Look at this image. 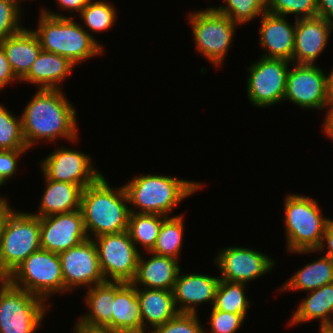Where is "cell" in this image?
I'll return each mask as SVG.
<instances>
[{
	"label": "cell",
	"instance_id": "cell-25",
	"mask_svg": "<svg viewBox=\"0 0 333 333\" xmlns=\"http://www.w3.org/2000/svg\"><path fill=\"white\" fill-rule=\"evenodd\" d=\"M43 178L45 190L38 211L33 215L42 218L80 209L83 189L79 185Z\"/></svg>",
	"mask_w": 333,
	"mask_h": 333
},
{
	"label": "cell",
	"instance_id": "cell-42",
	"mask_svg": "<svg viewBox=\"0 0 333 333\" xmlns=\"http://www.w3.org/2000/svg\"><path fill=\"white\" fill-rule=\"evenodd\" d=\"M73 326V333H121L110 327L88 325L81 323L79 320Z\"/></svg>",
	"mask_w": 333,
	"mask_h": 333
},
{
	"label": "cell",
	"instance_id": "cell-27",
	"mask_svg": "<svg viewBox=\"0 0 333 333\" xmlns=\"http://www.w3.org/2000/svg\"><path fill=\"white\" fill-rule=\"evenodd\" d=\"M308 293L294 311L292 318L287 323L288 326L319 319V328H322L328 322L333 313V283L323 285Z\"/></svg>",
	"mask_w": 333,
	"mask_h": 333
},
{
	"label": "cell",
	"instance_id": "cell-26",
	"mask_svg": "<svg viewBox=\"0 0 333 333\" xmlns=\"http://www.w3.org/2000/svg\"><path fill=\"white\" fill-rule=\"evenodd\" d=\"M84 303L88 311L78 319L81 323L112 328V312L115 301V282L105 281L87 288Z\"/></svg>",
	"mask_w": 333,
	"mask_h": 333
},
{
	"label": "cell",
	"instance_id": "cell-33",
	"mask_svg": "<svg viewBox=\"0 0 333 333\" xmlns=\"http://www.w3.org/2000/svg\"><path fill=\"white\" fill-rule=\"evenodd\" d=\"M226 6L213 7L235 24L244 25L267 12L266 0H223Z\"/></svg>",
	"mask_w": 333,
	"mask_h": 333
},
{
	"label": "cell",
	"instance_id": "cell-16",
	"mask_svg": "<svg viewBox=\"0 0 333 333\" xmlns=\"http://www.w3.org/2000/svg\"><path fill=\"white\" fill-rule=\"evenodd\" d=\"M88 238L80 209L40 218L42 250L59 254Z\"/></svg>",
	"mask_w": 333,
	"mask_h": 333
},
{
	"label": "cell",
	"instance_id": "cell-38",
	"mask_svg": "<svg viewBox=\"0 0 333 333\" xmlns=\"http://www.w3.org/2000/svg\"><path fill=\"white\" fill-rule=\"evenodd\" d=\"M242 314L223 312L212 307L209 329L211 333H236L245 321Z\"/></svg>",
	"mask_w": 333,
	"mask_h": 333
},
{
	"label": "cell",
	"instance_id": "cell-41",
	"mask_svg": "<svg viewBox=\"0 0 333 333\" xmlns=\"http://www.w3.org/2000/svg\"><path fill=\"white\" fill-rule=\"evenodd\" d=\"M326 247V248H325ZM327 250L326 253H323L324 255L328 256L333 260V220H331L324 232L323 239L321 242L320 247L317 250H302V251H296L293 253L298 254H310L311 252H323L324 250Z\"/></svg>",
	"mask_w": 333,
	"mask_h": 333
},
{
	"label": "cell",
	"instance_id": "cell-50",
	"mask_svg": "<svg viewBox=\"0 0 333 333\" xmlns=\"http://www.w3.org/2000/svg\"><path fill=\"white\" fill-rule=\"evenodd\" d=\"M16 1H18L20 4L22 3V1H24V0H16Z\"/></svg>",
	"mask_w": 333,
	"mask_h": 333
},
{
	"label": "cell",
	"instance_id": "cell-19",
	"mask_svg": "<svg viewBox=\"0 0 333 333\" xmlns=\"http://www.w3.org/2000/svg\"><path fill=\"white\" fill-rule=\"evenodd\" d=\"M219 276L200 273H181L176 278L173 295L179 313H197L198 305L210 303L213 306ZM197 305V306H196Z\"/></svg>",
	"mask_w": 333,
	"mask_h": 333
},
{
	"label": "cell",
	"instance_id": "cell-28",
	"mask_svg": "<svg viewBox=\"0 0 333 333\" xmlns=\"http://www.w3.org/2000/svg\"><path fill=\"white\" fill-rule=\"evenodd\" d=\"M283 283L279 290L282 291H312L323 285L333 283V260L326 255L307 263L299 268Z\"/></svg>",
	"mask_w": 333,
	"mask_h": 333
},
{
	"label": "cell",
	"instance_id": "cell-30",
	"mask_svg": "<svg viewBox=\"0 0 333 333\" xmlns=\"http://www.w3.org/2000/svg\"><path fill=\"white\" fill-rule=\"evenodd\" d=\"M165 218L157 214L130 213L128 232L137 249L138 245L147 252L153 249Z\"/></svg>",
	"mask_w": 333,
	"mask_h": 333
},
{
	"label": "cell",
	"instance_id": "cell-21",
	"mask_svg": "<svg viewBox=\"0 0 333 333\" xmlns=\"http://www.w3.org/2000/svg\"><path fill=\"white\" fill-rule=\"evenodd\" d=\"M75 65L61 55L42 50L28 74L20 81L36 85L38 89H63V82ZM61 84V85H60Z\"/></svg>",
	"mask_w": 333,
	"mask_h": 333
},
{
	"label": "cell",
	"instance_id": "cell-36",
	"mask_svg": "<svg viewBox=\"0 0 333 333\" xmlns=\"http://www.w3.org/2000/svg\"><path fill=\"white\" fill-rule=\"evenodd\" d=\"M22 5L16 0H0V40L19 33L21 26Z\"/></svg>",
	"mask_w": 333,
	"mask_h": 333
},
{
	"label": "cell",
	"instance_id": "cell-37",
	"mask_svg": "<svg viewBox=\"0 0 333 333\" xmlns=\"http://www.w3.org/2000/svg\"><path fill=\"white\" fill-rule=\"evenodd\" d=\"M196 313H178L163 325L147 333H207Z\"/></svg>",
	"mask_w": 333,
	"mask_h": 333
},
{
	"label": "cell",
	"instance_id": "cell-45",
	"mask_svg": "<svg viewBox=\"0 0 333 333\" xmlns=\"http://www.w3.org/2000/svg\"><path fill=\"white\" fill-rule=\"evenodd\" d=\"M326 110V115L324 122L322 123V132L327 136V138L333 140V107H328Z\"/></svg>",
	"mask_w": 333,
	"mask_h": 333
},
{
	"label": "cell",
	"instance_id": "cell-43",
	"mask_svg": "<svg viewBox=\"0 0 333 333\" xmlns=\"http://www.w3.org/2000/svg\"><path fill=\"white\" fill-rule=\"evenodd\" d=\"M56 1L58 4L57 6H59V9H61V11L66 10L68 12L69 10L70 14L77 12L78 15V13H80L86 7V5L89 3L90 0H56Z\"/></svg>",
	"mask_w": 333,
	"mask_h": 333
},
{
	"label": "cell",
	"instance_id": "cell-10",
	"mask_svg": "<svg viewBox=\"0 0 333 333\" xmlns=\"http://www.w3.org/2000/svg\"><path fill=\"white\" fill-rule=\"evenodd\" d=\"M105 281L131 283L136 275L141 251L128 230L93 238Z\"/></svg>",
	"mask_w": 333,
	"mask_h": 333
},
{
	"label": "cell",
	"instance_id": "cell-8",
	"mask_svg": "<svg viewBox=\"0 0 333 333\" xmlns=\"http://www.w3.org/2000/svg\"><path fill=\"white\" fill-rule=\"evenodd\" d=\"M187 17L197 52L209 60L212 66L220 67L239 25L228 16L216 11L213 6L189 12Z\"/></svg>",
	"mask_w": 333,
	"mask_h": 333
},
{
	"label": "cell",
	"instance_id": "cell-5",
	"mask_svg": "<svg viewBox=\"0 0 333 333\" xmlns=\"http://www.w3.org/2000/svg\"><path fill=\"white\" fill-rule=\"evenodd\" d=\"M283 204L287 252L317 250L332 219L323 215L312 197L290 193Z\"/></svg>",
	"mask_w": 333,
	"mask_h": 333
},
{
	"label": "cell",
	"instance_id": "cell-9",
	"mask_svg": "<svg viewBox=\"0 0 333 333\" xmlns=\"http://www.w3.org/2000/svg\"><path fill=\"white\" fill-rule=\"evenodd\" d=\"M7 279L14 286L42 298L47 303L53 294H64V279L58 253L42 249L31 253Z\"/></svg>",
	"mask_w": 333,
	"mask_h": 333
},
{
	"label": "cell",
	"instance_id": "cell-1",
	"mask_svg": "<svg viewBox=\"0 0 333 333\" xmlns=\"http://www.w3.org/2000/svg\"><path fill=\"white\" fill-rule=\"evenodd\" d=\"M25 106L22 132L28 149L40 141L56 143L59 138L69 142L78 140L76 109L63 89H37Z\"/></svg>",
	"mask_w": 333,
	"mask_h": 333
},
{
	"label": "cell",
	"instance_id": "cell-35",
	"mask_svg": "<svg viewBox=\"0 0 333 333\" xmlns=\"http://www.w3.org/2000/svg\"><path fill=\"white\" fill-rule=\"evenodd\" d=\"M267 12L287 17L294 15L295 19L317 17L316 0H266Z\"/></svg>",
	"mask_w": 333,
	"mask_h": 333
},
{
	"label": "cell",
	"instance_id": "cell-32",
	"mask_svg": "<svg viewBox=\"0 0 333 333\" xmlns=\"http://www.w3.org/2000/svg\"><path fill=\"white\" fill-rule=\"evenodd\" d=\"M246 284L220 279L213 308L223 312L242 314L247 317L250 301L246 295Z\"/></svg>",
	"mask_w": 333,
	"mask_h": 333
},
{
	"label": "cell",
	"instance_id": "cell-48",
	"mask_svg": "<svg viewBox=\"0 0 333 333\" xmlns=\"http://www.w3.org/2000/svg\"><path fill=\"white\" fill-rule=\"evenodd\" d=\"M327 333H333V313L331 314L328 322L322 327Z\"/></svg>",
	"mask_w": 333,
	"mask_h": 333
},
{
	"label": "cell",
	"instance_id": "cell-2",
	"mask_svg": "<svg viewBox=\"0 0 333 333\" xmlns=\"http://www.w3.org/2000/svg\"><path fill=\"white\" fill-rule=\"evenodd\" d=\"M129 201L124 186H110L104 175L82 191L80 210L89 238L128 230Z\"/></svg>",
	"mask_w": 333,
	"mask_h": 333
},
{
	"label": "cell",
	"instance_id": "cell-13",
	"mask_svg": "<svg viewBox=\"0 0 333 333\" xmlns=\"http://www.w3.org/2000/svg\"><path fill=\"white\" fill-rule=\"evenodd\" d=\"M55 148L39 162L43 176L49 180L72 183L85 189L102 175L92 164L90 155L69 147Z\"/></svg>",
	"mask_w": 333,
	"mask_h": 333
},
{
	"label": "cell",
	"instance_id": "cell-46",
	"mask_svg": "<svg viewBox=\"0 0 333 333\" xmlns=\"http://www.w3.org/2000/svg\"><path fill=\"white\" fill-rule=\"evenodd\" d=\"M7 199L8 198L4 196H0V239L5 220L9 213L14 209L11 205H9L10 203Z\"/></svg>",
	"mask_w": 333,
	"mask_h": 333
},
{
	"label": "cell",
	"instance_id": "cell-15",
	"mask_svg": "<svg viewBox=\"0 0 333 333\" xmlns=\"http://www.w3.org/2000/svg\"><path fill=\"white\" fill-rule=\"evenodd\" d=\"M213 261L218 267L220 279L247 285L271 272L276 263L265 253L241 246L219 249Z\"/></svg>",
	"mask_w": 333,
	"mask_h": 333
},
{
	"label": "cell",
	"instance_id": "cell-3",
	"mask_svg": "<svg viewBox=\"0 0 333 333\" xmlns=\"http://www.w3.org/2000/svg\"><path fill=\"white\" fill-rule=\"evenodd\" d=\"M42 9L38 15L37 29H32L42 50L61 55L74 65L103 55L104 49L74 20L73 14L65 16L44 7Z\"/></svg>",
	"mask_w": 333,
	"mask_h": 333
},
{
	"label": "cell",
	"instance_id": "cell-40",
	"mask_svg": "<svg viewBox=\"0 0 333 333\" xmlns=\"http://www.w3.org/2000/svg\"><path fill=\"white\" fill-rule=\"evenodd\" d=\"M14 81L19 82L20 80L15 76L0 43V91Z\"/></svg>",
	"mask_w": 333,
	"mask_h": 333
},
{
	"label": "cell",
	"instance_id": "cell-11",
	"mask_svg": "<svg viewBox=\"0 0 333 333\" xmlns=\"http://www.w3.org/2000/svg\"><path fill=\"white\" fill-rule=\"evenodd\" d=\"M290 61L261 57L247 70L246 93L249 102L258 108L284 101Z\"/></svg>",
	"mask_w": 333,
	"mask_h": 333
},
{
	"label": "cell",
	"instance_id": "cell-7",
	"mask_svg": "<svg viewBox=\"0 0 333 333\" xmlns=\"http://www.w3.org/2000/svg\"><path fill=\"white\" fill-rule=\"evenodd\" d=\"M48 305L7 278H0V333H36L43 327Z\"/></svg>",
	"mask_w": 333,
	"mask_h": 333
},
{
	"label": "cell",
	"instance_id": "cell-22",
	"mask_svg": "<svg viewBox=\"0 0 333 333\" xmlns=\"http://www.w3.org/2000/svg\"><path fill=\"white\" fill-rule=\"evenodd\" d=\"M0 43L15 76L21 81L42 51L37 35L31 28H24Z\"/></svg>",
	"mask_w": 333,
	"mask_h": 333
},
{
	"label": "cell",
	"instance_id": "cell-12",
	"mask_svg": "<svg viewBox=\"0 0 333 333\" xmlns=\"http://www.w3.org/2000/svg\"><path fill=\"white\" fill-rule=\"evenodd\" d=\"M293 64L286 78L284 100L305 109L327 110L329 74L319 65Z\"/></svg>",
	"mask_w": 333,
	"mask_h": 333
},
{
	"label": "cell",
	"instance_id": "cell-29",
	"mask_svg": "<svg viewBox=\"0 0 333 333\" xmlns=\"http://www.w3.org/2000/svg\"><path fill=\"white\" fill-rule=\"evenodd\" d=\"M183 218V215L179 214L166 217L163 220L156 244L150 252L179 259L185 230Z\"/></svg>",
	"mask_w": 333,
	"mask_h": 333
},
{
	"label": "cell",
	"instance_id": "cell-20",
	"mask_svg": "<svg viewBox=\"0 0 333 333\" xmlns=\"http://www.w3.org/2000/svg\"><path fill=\"white\" fill-rule=\"evenodd\" d=\"M148 259L140 253L137 271L131 282L135 287L164 289L173 291L174 284L180 271L179 260L161 256L148 251Z\"/></svg>",
	"mask_w": 333,
	"mask_h": 333
},
{
	"label": "cell",
	"instance_id": "cell-44",
	"mask_svg": "<svg viewBox=\"0 0 333 333\" xmlns=\"http://www.w3.org/2000/svg\"><path fill=\"white\" fill-rule=\"evenodd\" d=\"M317 17L333 22V0H316Z\"/></svg>",
	"mask_w": 333,
	"mask_h": 333
},
{
	"label": "cell",
	"instance_id": "cell-17",
	"mask_svg": "<svg viewBox=\"0 0 333 333\" xmlns=\"http://www.w3.org/2000/svg\"><path fill=\"white\" fill-rule=\"evenodd\" d=\"M259 46L261 57L284 59L293 63L296 20L292 24L285 16L265 12L260 16Z\"/></svg>",
	"mask_w": 333,
	"mask_h": 333
},
{
	"label": "cell",
	"instance_id": "cell-6",
	"mask_svg": "<svg viewBox=\"0 0 333 333\" xmlns=\"http://www.w3.org/2000/svg\"><path fill=\"white\" fill-rule=\"evenodd\" d=\"M41 249L40 218L12 210L0 239V278H7L31 253Z\"/></svg>",
	"mask_w": 333,
	"mask_h": 333
},
{
	"label": "cell",
	"instance_id": "cell-4",
	"mask_svg": "<svg viewBox=\"0 0 333 333\" xmlns=\"http://www.w3.org/2000/svg\"><path fill=\"white\" fill-rule=\"evenodd\" d=\"M202 187L201 182L159 174L134 176L131 181L124 184L131 206L130 213L157 214L166 217L172 216L170 214L182 200Z\"/></svg>",
	"mask_w": 333,
	"mask_h": 333
},
{
	"label": "cell",
	"instance_id": "cell-39",
	"mask_svg": "<svg viewBox=\"0 0 333 333\" xmlns=\"http://www.w3.org/2000/svg\"><path fill=\"white\" fill-rule=\"evenodd\" d=\"M29 149H0V188L16 174L18 161Z\"/></svg>",
	"mask_w": 333,
	"mask_h": 333
},
{
	"label": "cell",
	"instance_id": "cell-31",
	"mask_svg": "<svg viewBox=\"0 0 333 333\" xmlns=\"http://www.w3.org/2000/svg\"><path fill=\"white\" fill-rule=\"evenodd\" d=\"M116 13L115 7L111 2L106 0H90L76 18L81 17L83 21L82 27L103 48L102 44L90 32L101 33L112 28L118 18Z\"/></svg>",
	"mask_w": 333,
	"mask_h": 333
},
{
	"label": "cell",
	"instance_id": "cell-14",
	"mask_svg": "<svg viewBox=\"0 0 333 333\" xmlns=\"http://www.w3.org/2000/svg\"><path fill=\"white\" fill-rule=\"evenodd\" d=\"M64 293H70L81 287L90 288L105 282L98 251L93 239L88 238L66 251L59 253Z\"/></svg>",
	"mask_w": 333,
	"mask_h": 333
},
{
	"label": "cell",
	"instance_id": "cell-49",
	"mask_svg": "<svg viewBox=\"0 0 333 333\" xmlns=\"http://www.w3.org/2000/svg\"><path fill=\"white\" fill-rule=\"evenodd\" d=\"M318 333H327V332H325L322 328H319V332Z\"/></svg>",
	"mask_w": 333,
	"mask_h": 333
},
{
	"label": "cell",
	"instance_id": "cell-47",
	"mask_svg": "<svg viewBox=\"0 0 333 333\" xmlns=\"http://www.w3.org/2000/svg\"><path fill=\"white\" fill-rule=\"evenodd\" d=\"M328 107H333V69L329 73Z\"/></svg>",
	"mask_w": 333,
	"mask_h": 333
},
{
	"label": "cell",
	"instance_id": "cell-18",
	"mask_svg": "<svg viewBox=\"0 0 333 333\" xmlns=\"http://www.w3.org/2000/svg\"><path fill=\"white\" fill-rule=\"evenodd\" d=\"M333 22L321 17L296 20L293 63L315 65L324 52Z\"/></svg>",
	"mask_w": 333,
	"mask_h": 333
},
{
	"label": "cell",
	"instance_id": "cell-23",
	"mask_svg": "<svg viewBox=\"0 0 333 333\" xmlns=\"http://www.w3.org/2000/svg\"><path fill=\"white\" fill-rule=\"evenodd\" d=\"M112 329L121 333H143L140 303L132 283L115 282Z\"/></svg>",
	"mask_w": 333,
	"mask_h": 333
},
{
	"label": "cell",
	"instance_id": "cell-24",
	"mask_svg": "<svg viewBox=\"0 0 333 333\" xmlns=\"http://www.w3.org/2000/svg\"><path fill=\"white\" fill-rule=\"evenodd\" d=\"M143 320V333L163 325L175 317L179 311L174 302L173 291L136 287Z\"/></svg>",
	"mask_w": 333,
	"mask_h": 333
},
{
	"label": "cell",
	"instance_id": "cell-34",
	"mask_svg": "<svg viewBox=\"0 0 333 333\" xmlns=\"http://www.w3.org/2000/svg\"><path fill=\"white\" fill-rule=\"evenodd\" d=\"M19 117V118H18ZM0 149H28L22 132L21 116H16L0 103Z\"/></svg>",
	"mask_w": 333,
	"mask_h": 333
}]
</instances>
